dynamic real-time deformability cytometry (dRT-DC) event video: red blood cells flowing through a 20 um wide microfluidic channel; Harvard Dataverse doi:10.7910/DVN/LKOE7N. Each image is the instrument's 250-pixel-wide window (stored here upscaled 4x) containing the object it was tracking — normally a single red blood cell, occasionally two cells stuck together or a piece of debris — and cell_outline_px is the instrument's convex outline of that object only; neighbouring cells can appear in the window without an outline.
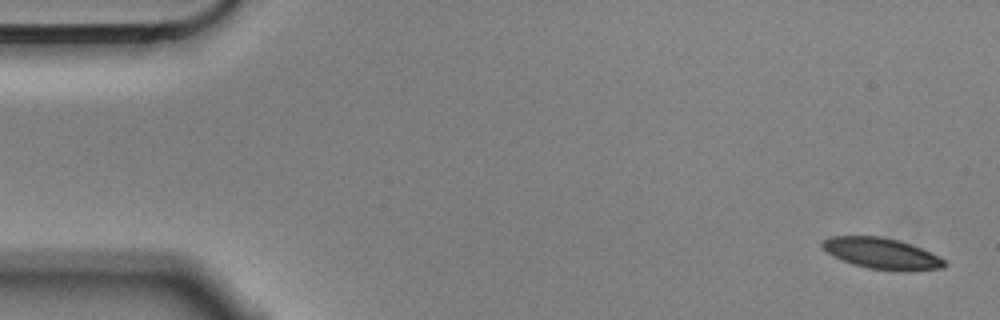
{"species": "Egyptian fruit bat (a non-hibernating species)", "species_latin": "Rousettus aegyptiacus", "temperature_condition": "cold", "stored_images_in_passage": 4, "camera_frame_rate_fps": 3000, "um_per_image_px": 0.085, "animal": {"sex": "male"}, "frame": {"image": 1, "passage_image": 1, "time_ms": 0.0, "image_size_px": [1000, 320], "cell_outline_px": [[948, 264], [944, 268], [904, 272], [868, 268], [852, 264], [832, 256], [820, 244], [824, 240], [832, 236], [880, 236], [900, 240], [920, 248], [944, 260]], "centroid_in_image_um": [74.95, 21.56], "position_along_channel_um": 10.1, "area_um2": 22.08}}
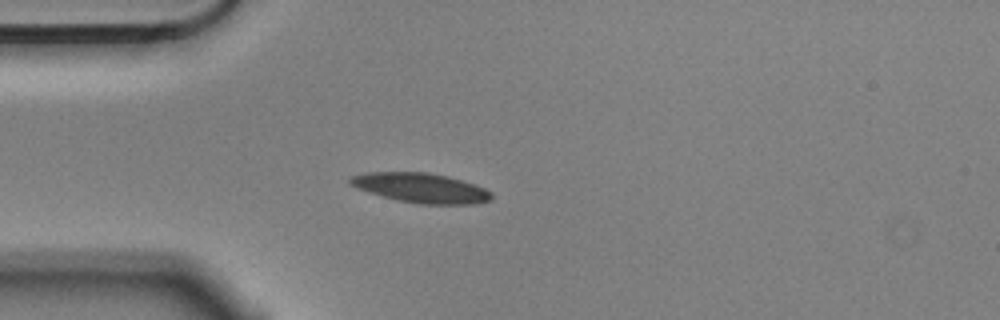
{"frame": {"image": 2, "passage_image": 4, "time_ms": 1.0, "image_size_px": [1000, 320], "cell_outline_px": [[492, 200], [472, 204], [420, 204], [396, 200], [368, 192], [356, 188], [348, 184], [348, 180], [352, 176], [368, 172], [428, 172], [448, 176], [484, 188], [492, 192]], "centroid_in_image_um": [35.75, 15.97], "position_along_channel_um": 49.3, "area_um2": 24.45}}